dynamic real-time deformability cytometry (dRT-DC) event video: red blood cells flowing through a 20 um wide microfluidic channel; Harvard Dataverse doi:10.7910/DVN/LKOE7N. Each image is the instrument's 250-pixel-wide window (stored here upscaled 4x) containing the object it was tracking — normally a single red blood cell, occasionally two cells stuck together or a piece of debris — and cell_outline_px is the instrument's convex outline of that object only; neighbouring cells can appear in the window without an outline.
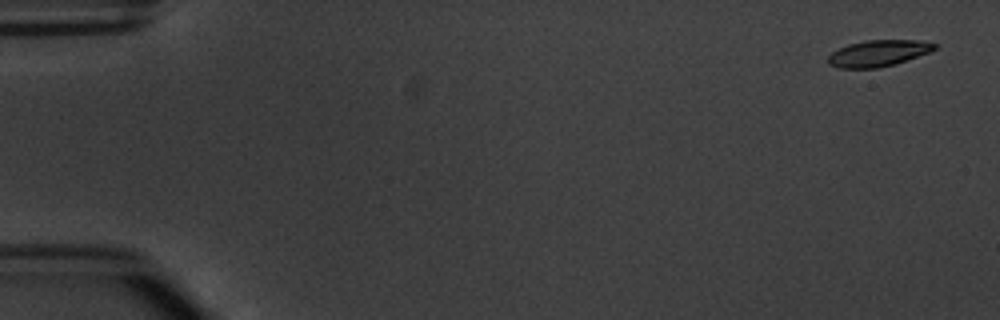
{"species": "common noctule bat (a hibernating species)", "species_latin": "Nyctalus noctula", "temperature_condition": "warm", "stored_images_in_passage": 6, "camera_frame_rate_fps": 3000, "um_per_image_px": 0.085, "animal": {"sex": "male", "body_mass_g": 20.1, "forearm_length_mm": 53.5}, "frame": {"image": 1, "passage_image": 1, "time_ms": 0.0, "image_size_px": [1000, 320], "cell_outline_px": [[940, 44], [936, 48], [928, 52], [892, 64], [876, 68], [840, 68], [828, 64], [828, 56], [832, 52], [848, 44], [864, 40], [924, 40]], "centroid_in_image_um": [74.65, 4.5], "position_along_channel_um": 10.4, "area_um2": 16.18}}
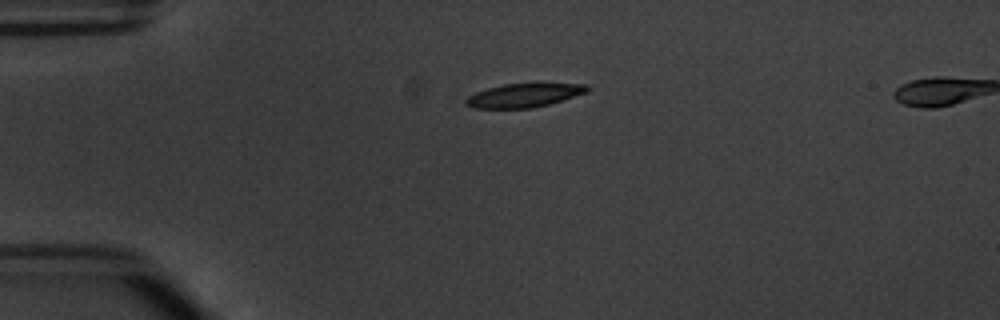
{"frame": {"image": 2, "passage_image": 4, "time_ms": 3.667, "image_size_px": [1000, 320], "cell_outline_px": [[592, 88], [588, 92], [548, 104], [532, 108], [472, 108], [464, 104], [464, 100], [468, 96], [476, 92], [488, 88], [504, 84], [540, 80], [588, 84]], "centroid_in_image_um": [44.64, 8.04], "position_along_channel_um": 40.4, "area_um2": 17.86}}